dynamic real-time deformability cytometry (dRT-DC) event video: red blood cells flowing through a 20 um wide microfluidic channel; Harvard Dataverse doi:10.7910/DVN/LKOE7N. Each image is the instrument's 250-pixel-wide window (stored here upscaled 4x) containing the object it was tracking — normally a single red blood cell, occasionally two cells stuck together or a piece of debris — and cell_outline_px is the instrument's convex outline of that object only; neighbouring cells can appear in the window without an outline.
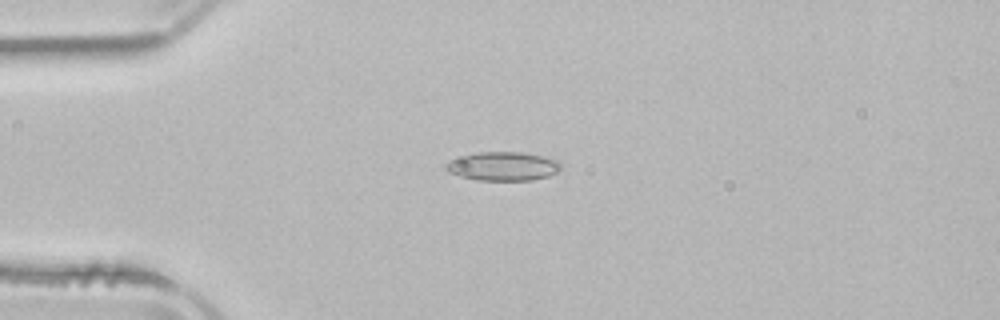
{"species": "common noctule bat (a hibernating species)", "species_latin": "Nyctalus noctula", "temperature_condition": "room temperature", "stored_images_in_passage": 3, "camera_frame_rate_fps": 3000, "um_per_image_px": 0.085, "animal": {"sex": "male", "body_mass_g": 21.5, "forearm_length_mm": 52.0}, "frame": {"image": 1, "passage_image": 3, "time_ms": 3.0, "image_size_px": [1000, 320], "cell_outline_px": [[560, 168], [556, 172], [548, 176], [532, 180], [476, 180], [460, 176], [448, 172], [444, 168], [444, 164], [448, 160], [480, 152], [524, 152], [544, 156], [560, 160]], "centroid_in_image_um": [42.75, 14.13], "position_along_channel_um": 42.3, "area_um2": 19.36}}